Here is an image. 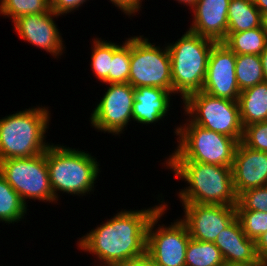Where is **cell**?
Instances as JSON below:
<instances>
[{
  "label": "cell",
  "mask_w": 267,
  "mask_h": 266,
  "mask_svg": "<svg viewBox=\"0 0 267 266\" xmlns=\"http://www.w3.org/2000/svg\"><path fill=\"white\" fill-rule=\"evenodd\" d=\"M160 195L157 200L163 198L161 204L141 210L122 209L91 229L77 241L78 249L96 256L100 266L146 254L148 224L165 201L162 193Z\"/></svg>",
  "instance_id": "obj_1"
},
{
  "label": "cell",
  "mask_w": 267,
  "mask_h": 266,
  "mask_svg": "<svg viewBox=\"0 0 267 266\" xmlns=\"http://www.w3.org/2000/svg\"><path fill=\"white\" fill-rule=\"evenodd\" d=\"M162 164L189 185L179 190L180 204H237L231 167L194 161H164Z\"/></svg>",
  "instance_id": "obj_2"
},
{
  "label": "cell",
  "mask_w": 267,
  "mask_h": 266,
  "mask_svg": "<svg viewBox=\"0 0 267 266\" xmlns=\"http://www.w3.org/2000/svg\"><path fill=\"white\" fill-rule=\"evenodd\" d=\"M65 146L51 143L46 150L49 181L56 203L60 192L78 197L90 195L101 172L97 158L91 153Z\"/></svg>",
  "instance_id": "obj_3"
},
{
  "label": "cell",
  "mask_w": 267,
  "mask_h": 266,
  "mask_svg": "<svg viewBox=\"0 0 267 266\" xmlns=\"http://www.w3.org/2000/svg\"><path fill=\"white\" fill-rule=\"evenodd\" d=\"M49 107H29L0 119V161L29 158L46 152L49 129Z\"/></svg>",
  "instance_id": "obj_4"
},
{
  "label": "cell",
  "mask_w": 267,
  "mask_h": 266,
  "mask_svg": "<svg viewBox=\"0 0 267 266\" xmlns=\"http://www.w3.org/2000/svg\"><path fill=\"white\" fill-rule=\"evenodd\" d=\"M216 41L187 30L175 43H167L172 68V93L184 101L202 91L210 51Z\"/></svg>",
  "instance_id": "obj_5"
},
{
  "label": "cell",
  "mask_w": 267,
  "mask_h": 266,
  "mask_svg": "<svg viewBox=\"0 0 267 266\" xmlns=\"http://www.w3.org/2000/svg\"><path fill=\"white\" fill-rule=\"evenodd\" d=\"M185 121L174 129L178 145L165 161H194L232 167L238 140L204 129L187 117Z\"/></svg>",
  "instance_id": "obj_6"
},
{
  "label": "cell",
  "mask_w": 267,
  "mask_h": 266,
  "mask_svg": "<svg viewBox=\"0 0 267 266\" xmlns=\"http://www.w3.org/2000/svg\"><path fill=\"white\" fill-rule=\"evenodd\" d=\"M182 105L185 116L192 123L242 141L244 128L238 101L213 97L200 91L189 95Z\"/></svg>",
  "instance_id": "obj_7"
},
{
  "label": "cell",
  "mask_w": 267,
  "mask_h": 266,
  "mask_svg": "<svg viewBox=\"0 0 267 266\" xmlns=\"http://www.w3.org/2000/svg\"><path fill=\"white\" fill-rule=\"evenodd\" d=\"M143 35L131 37L128 83L134 87H160L172 92L171 58L167 44L155 46Z\"/></svg>",
  "instance_id": "obj_8"
},
{
  "label": "cell",
  "mask_w": 267,
  "mask_h": 266,
  "mask_svg": "<svg viewBox=\"0 0 267 266\" xmlns=\"http://www.w3.org/2000/svg\"><path fill=\"white\" fill-rule=\"evenodd\" d=\"M0 174L27 207V199L56 203L49 181L46 152L29 158L1 160Z\"/></svg>",
  "instance_id": "obj_9"
},
{
  "label": "cell",
  "mask_w": 267,
  "mask_h": 266,
  "mask_svg": "<svg viewBox=\"0 0 267 266\" xmlns=\"http://www.w3.org/2000/svg\"><path fill=\"white\" fill-rule=\"evenodd\" d=\"M167 208L164 202L148 224L146 253L154 266H185L186 250L191 238L186 224L179 217L168 227L165 224L156 225L165 211L169 210Z\"/></svg>",
  "instance_id": "obj_10"
},
{
  "label": "cell",
  "mask_w": 267,
  "mask_h": 266,
  "mask_svg": "<svg viewBox=\"0 0 267 266\" xmlns=\"http://www.w3.org/2000/svg\"><path fill=\"white\" fill-rule=\"evenodd\" d=\"M107 85L105 93L92 110L89 121L96 131L120 136L130 125L129 122L133 121L135 88L129 83Z\"/></svg>",
  "instance_id": "obj_11"
},
{
  "label": "cell",
  "mask_w": 267,
  "mask_h": 266,
  "mask_svg": "<svg viewBox=\"0 0 267 266\" xmlns=\"http://www.w3.org/2000/svg\"><path fill=\"white\" fill-rule=\"evenodd\" d=\"M235 65L236 54L224 43L216 42L209 54L202 91L213 97L238 101L240 89Z\"/></svg>",
  "instance_id": "obj_12"
},
{
  "label": "cell",
  "mask_w": 267,
  "mask_h": 266,
  "mask_svg": "<svg viewBox=\"0 0 267 266\" xmlns=\"http://www.w3.org/2000/svg\"><path fill=\"white\" fill-rule=\"evenodd\" d=\"M182 206L184 215L180 219L194 240L215 242L218 234L236 218L235 206L196 203Z\"/></svg>",
  "instance_id": "obj_13"
},
{
  "label": "cell",
  "mask_w": 267,
  "mask_h": 266,
  "mask_svg": "<svg viewBox=\"0 0 267 266\" xmlns=\"http://www.w3.org/2000/svg\"><path fill=\"white\" fill-rule=\"evenodd\" d=\"M59 16L50 10L46 13L23 15L12 23L20 39L58 59L66 49L62 34L54 21Z\"/></svg>",
  "instance_id": "obj_14"
},
{
  "label": "cell",
  "mask_w": 267,
  "mask_h": 266,
  "mask_svg": "<svg viewBox=\"0 0 267 266\" xmlns=\"http://www.w3.org/2000/svg\"><path fill=\"white\" fill-rule=\"evenodd\" d=\"M236 195L250 188L267 185V152L254 150L239 142L232 163Z\"/></svg>",
  "instance_id": "obj_15"
},
{
  "label": "cell",
  "mask_w": 267,
  "mask_h": 266,
  "mask_svg": "<svg viewBox=\"0 0 267 266\" xmlns=\"http://www.w3.org/2000/svg\"><path fill=\"white\" fill-rule=\"evenodd\" d=\"M230 0H197L192 9V24L187 30L222 42L227 37Z\"/></svg>",
  "instance_id": "obj_16"
},
{
  "label": "cell",
  "mask_w": 267,
  "mask_h": 266,
  "mask_svg": "<svg viewBox=\"0 0 267 266\" xmlns=\"http://www.w3.org/2000/svg\"><path fill=\"white\" fill-rule=\"evenodd\" d=\"M214 244L220 249L225 263L254 265L261 261L255 241L245 235L237 217L218 234Z\"/></svg>",
  "instance_id": "obj_17"
},
{
  "label": "cell",
  "mask_w": 267,
  "mask_h": 266,
  "mask_svg": "<svg viewBox=\"0 0 267 266\" xmlns=\"http://www.w3.org/2000/svg\"><path fill=\"white\" fill-rule=\"evenodd\" d=\"M173 93L160 87H137L134 90L133 121L149 125L164 120L170 111Z\"/></svg>",
  "instance_id": "obj_18"
},
{
  "label": "cell",
  "mask_w": 267,
  "mask_h": 266,
  "mask_svg": "<svg viewBox=\"0 0 267 266\" xmlns=\"http://www.w3.org/2000/svg\"><path fill=\"white\" fill-rule=\"evenodd\" d=\"M238 104L243 128L252 123L267 121V82L241 91Z\"/></svg>",
  "instance_id": "obj_19"
},
{
  "label": "cell",
  "mask_w": 267,
  "mask_h": 266,
  "mask_svg": "<svg viewBox=\"0 0 267 266\" xmlns=\"http://www.w3.org/2000/svg\"><path fill=\"white\" fill-rule=\"evenodd\" d=\"M264 17L253 0H230L227 33H235L261 27Z\"/></svg>",
  "instance_id": "obj_20"
},
{
  "label": "cell",
  "mask_w": 267,
  "mask_h": 266,
  "mask_svg": "<svg viewBox=\"0 0 267 266\" xmlns=\"http://www.w3.org/2000/svg\"><path fill=\"white\" fill-rule=\"evenodd\" d=\"M235 54L260 55L267 45V31L263 24L250 30L227 33L222 41Z\"/></svg>",
  "instance_id": "obj_21"
},
{
  "label": "cell",
  "mask_w": 267,
  "mask_h": 266,
  "mask_svg": "<svg viewBox=\"0 0 267 266\" xmlns=\"http://www.w3.org/2000/svg\"><path fill=\"white\" fill-rule=\"evenodd\" d=\"M27 210L19 194L0 174V222L9 225L23 221Z\"/></svg>",
  "instance_id": "obj_22"
},
{
  "label": "cell",
  "mask_w": 267,
  "mask_h": 266,
  "mask_svg": "<svg viewBox=\"0 0 267 266\" xmlns=\"http://www.w3.org/2000/svg\"><path fill=\"white\" fill-rule=\"evenodd\" d=\"M235 72L240 92L265 82L260 55L236 54Z\"/></svg>",
  "instance_id": "obj_23"
},
{
  "label": "cell",
  "mask_w": 267,
  "mask_h": 266,
  "mask_svg": "<svg viewBox=\"0 0 267 266\" xmlns=\"http://www.w3.org/2000/svg\"><path fill=\"white\" fill-rule=\"evenodd\" d=\"M91 70L101 83L107 84V77L111 73V61L113 53L122 45L116 42L107 41L101 38L92 40Z\"/></svg>",
  "instance_id": "obj_24"
},
{
  "label": "cell",
  "mask_w": 267,
  "mask_h": 266,
  "mask_svg": "<svg viewBox=\"0 0 267 266\" xmlns=\"http://www.w3.org/2000/svg\"><path fill=\"white\" fill-rule=\"evenodd\" d=\"M220 249L214 242H204L190 238L186 250L185 266H222Z\"/></svg>",
  "instance_id": "obj_25"
},
{
  "label": "cell",
  "mask_w": 267,
  "mask_h": 266,
  "mask_svg": "<svg viewBox=\"0 0 267 266\" xmlns=\"http://www.w3.org/2000/svg\"><path fill=\"white\" fill-rule=\"evenodd\" d=\"M50 0H0V14L13 22L23 15L50 11Z\"/></svg>",
  "instance_id": "obj_26"
},
{
  "label": "cell",
  "mask_w": 267,
  "mask_h": 266,
  "mask_svg": "<svg viewBox=\"0 0 267 266\" xmlns=\"http://www.w3.org/2000/svg\"><path fill=\"white\" fill-rule=\"evenodd\" d=\"M131 37L126 38L122 45L113 53L111 73L107 84L128 83L130 73Z\"/></svg>",
  "instance_id": "obj_27"
},
{
  "label": "cell",
  "mask_w": 267,
  "mask_h": 266,
  "mask_svg": "<svg viewBox=\"0 0 267 266\" xmlns=\"http://www.w3.org/2000/svg\"><path fill=\"white\" fill-rule=\"evenodd\" d=\"M236 217L249 239L256 241L267 232V211H236Z\"/></svg>",
  "instance_id": "obj_28"
},
{
  "label": "cell",
  "mask_w": 267,
  "mask_h": 266,
  "mask_svg": "<svg viewBox=\"0 0 267 266\" xmlns=\"http://www.w3.org/2000/svg\"><path fill=\"white\" fill-rule=\"evenodd\" d=\"M235 207L236 211H267V185L240 193Z\"/></svg>",
  "instance_id": "obj_29"
},
{
  "label": "cell",
  "mask_w": 267,
  "mask_h": 266,
  "mask_svg": "<svg viewBox=\"0 0 267 266\" xmlns=\"http://www.w3.org/2000/svg\"><path fill=\"white\" fill-rule=\"evenodd\" d=\"M241 142L248 148L267 152V121L245 126Z\"/></svg>",
  "instance_id": "obj_30"
},
{
  "label": "cell",
  "mask_w": 267,
  "mask_h": 266,
  "mask_svg": "<svg viewBox=\"0 0 267 266\" xmlns=\"http://www.w3.org/2000/svg\"><path fill=\"white\" fill-rule=\"evenodd\" d=\"M86 1L89 0H50V8L61 17L62 15L73 13L74 10H79V7L85 4Z\"/></svg>",
  "instance_id": "obj_31"
},
{
  "label": "cell",
  "mask_w": 267,
  "mask_h": 266,
  "mask_svg": "<svg viewBox=\"0 0 267 266\" xmlns=\"http://www.w3.org/2000/svg\"><path fill=\"white\" fill-rule=\"evenodd\" d=\"M111 3L120 9L125 16H135L136 13L140 12L143 0H110Z\"/></svg>",
  "instance_id": "obj_32"
},
{
  "label": "cell",
  "mask_w": 267,
  "mask_h": 266,
  "mask_svg": "<svg viewBox=\"0 0 267 266\" xmlns=\"http://www.w3.org/2000/svg\"><path fill=\"white\" fill-rule=\"evenodd\" d=\"M109 266H154V265L151 258L146 253L142 256L133 259L114 262Z\"/></svg>",
  "instance_id": "obj_33"
},
{
  "label": "cell",
  "mask_w": 267,
  "mask_h": 266,
  "mask_svg": "<svg viewBox=\"0 0 267 266\" xmlns=\"http://www.w3.org/2000/svg\"><path fill=\"white\" fill-rule=\"evenodd\" d=\"M256 252L261 261L267 262V232L262 234L256 241Z\"/></svg>",
  "instance_id": "obj_34"
},
{
  "label": "cell",
  "mask_w": 267,
  "mask_h": 266,
  "mask_svg": "<svg viewBox=\"0 0 267 266\" xmlns=\"http://www.w3.org/2000/svg\"><path fill=\"white\" fill-rule=\"evenodd\" d=\"M253 3L265 18L267 16V0H253Z\"/></svg>",
  "instance_id": "obj_35"
},
{
  "label": "cell",
  "mask_w": 267,
  "mask_h": 266,
  "mask_svg": "<svg viewBox=\"0 0 267 266\" xmlns=\"http://www.w3.org/2000/svg\"><path fill=\"white\" fill-rule=\"evenodd\" d=\"M260 56H261V63L263 66L264 79H265V82H267V45L265 49L262 51V53L260 54Z\"/></svg>",
  "instance_id": "obj_36"
},
{
  "label": "cell",
  "mask_w": 267,
  "mask_h": 266,
  "mask_svg": "<svg viewBox=\"0 0 267 266\" xmlns=\"http://www.w3.org/2000/svg\"><path fill=\"white\" fill-rule=\"evenodd\" d=\"M222 266H267V262L260 261L259 263L254 264V265H243V264H229V263H224Z\"/></svg>",
  "instance_id": "obj_37"
},
{
  "label": "cell",
  "mask_w": 267,
  "mask_h": 266,
  "mask_svg": "<svg viewBox=\"0 0 267 266\" xmlns=\"http://www.w3.org/2000/svg\"><path fill=\"white\" fill-rule=\"evenodd\" d=\"M178 1V4H183L184 6L186 5L187 7L189 6L190 8H192L195 3L197 2V0H175Z\"/></svg>",
  "instance_id": "obj_38"
},
{
  "label": "cell",
  "mask_w": 267,
  "mask_h": 266,
  "mask_svg": "<svg viewBox=\"0 0 267 266\" xmlns=\"http://www.w3.org/2000/svg\"><path fill=\"white\" fill-rule=\"evenodd\" d=\"M264 25H265L266 31H267V16L264 18Z\"/></svg>",
  "instance_id": "obj_39"
}]
</instances>
